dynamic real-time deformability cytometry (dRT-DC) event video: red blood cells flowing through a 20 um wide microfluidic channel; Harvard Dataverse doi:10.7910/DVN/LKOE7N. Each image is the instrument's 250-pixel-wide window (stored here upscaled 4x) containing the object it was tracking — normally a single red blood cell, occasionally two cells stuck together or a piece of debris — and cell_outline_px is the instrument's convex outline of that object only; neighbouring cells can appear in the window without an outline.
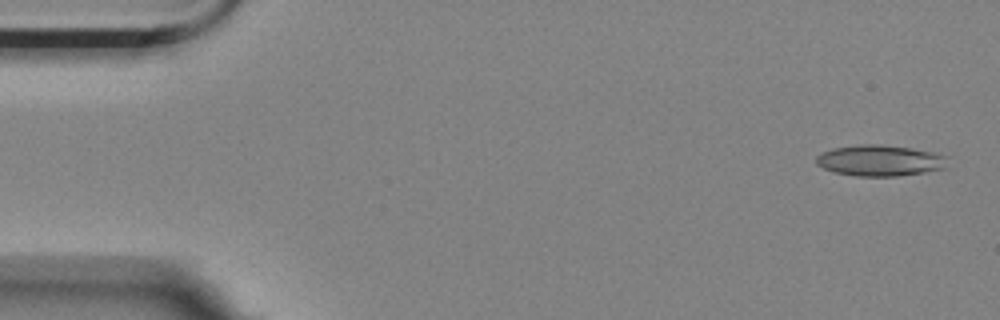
{"species": "Egyptian fruit bat (a non-hibernating species)", "species_latin": "Rousettus aegyptiacus", "temperature_condition": "room temperature", "stored_images_in_passage": 5, "segment_of_instrument_passage": [1, 2], "camera_frame_rate_fps": 3000, "um_per_image_px": 0.085, "animal": {"sex": "female"}, "frame": {"image": 1, "passage_image": 1, "time_ms": 0.0, "image_size_px": [1000, 320], "cell_outline_px": [[948, 168], [924, 172], [896, 176], [856, 176], [836, 172], [824, 168], [816, 164], [816, 156], [820, 152], [832, 148], [860, 144], [880, 144], [912, 148], [932, 152], [948, 156]], "centroid_in_image_um": [74.81, 13.63], "position_along_channel_um": 10.2, "area_um2": 23.99}}
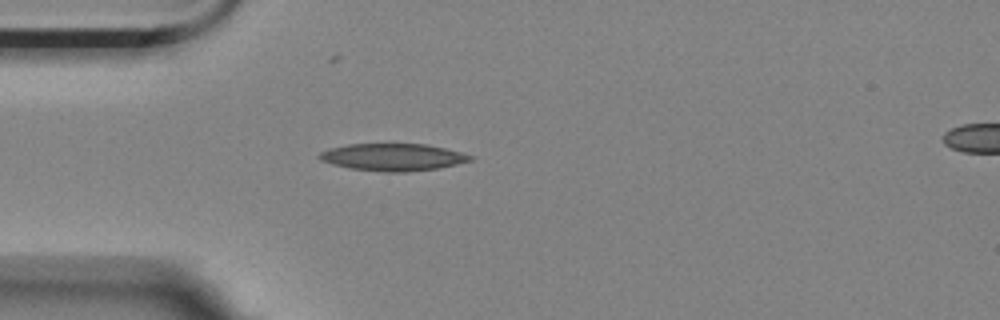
{"frame": {"image": 2, "passage_image": 4, "time_ms": 1.0, "image_size_px": [1000, 320], "cell_outline_px": [[476, 156], [472, 160], [440, 168], [404, 172], [384, 172], [348, 168], [332, 164], [320, 160], [316, 156], [320, 152], [332, 148], [348, 144], [428, 144], [464, 152]], "centroid_in_image_um": [33.44, 13.36], "position_along_channel_um": 51.6, "area_um2": 24.16}}